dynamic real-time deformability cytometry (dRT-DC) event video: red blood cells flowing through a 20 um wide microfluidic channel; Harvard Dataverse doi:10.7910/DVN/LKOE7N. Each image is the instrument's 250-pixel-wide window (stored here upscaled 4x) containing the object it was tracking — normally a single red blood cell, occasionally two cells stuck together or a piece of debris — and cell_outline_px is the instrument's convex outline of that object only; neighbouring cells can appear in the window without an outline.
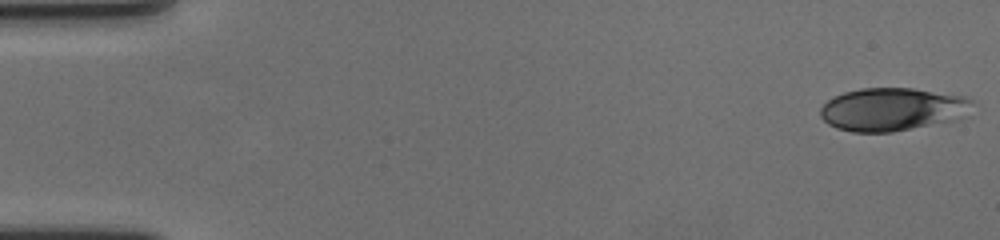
{"species": "human", "species_latin": "Homo sapiens", "temperature_condition": "cold", "stored_images_in_passage": 58, "camera_frame_rate_fps": 3000, "um_per_image_px": 0.085, "donor": {"sex": "female"}, "frame": {"image": 1, "passage_image": 1, "time_ms": 0.0, "image_size_px": [1000, 240], "cell_outline_px": [[972, 100], [968, 116], [960, 120], [892, 132], [852, 132], [836, 128], [828, 124], [820, 116], [820, 108], [828, 100], [844, 92], [860, 88], [912, 88], [968, 96]], "centroid_in_image_um": [75.9, 9.3], "position_along_channel_um": 9.1, "area_um2": 38.61}}
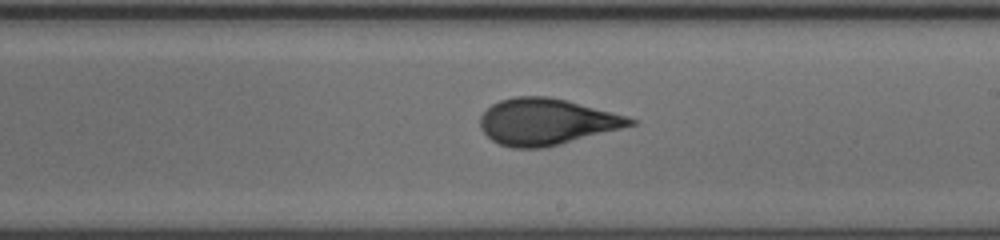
{"frame": {"image": 2, "passage_image": 34, "time_ms": 11.0, "image_size_px": [1000, 240], "cell_outline_px": [[636, 124], [560, 144], [544, 148], [512, 148], [500, 144], [492, 140], [480, 128], [480, 116], [492, 104], [500, 100], [516, 96], [548, 96], [628, 116], [636, 120]], "centroid_in_image_um": [46.41, 10.35], "position_along_channel_um": 242.6, "area_um2": 40.11}}
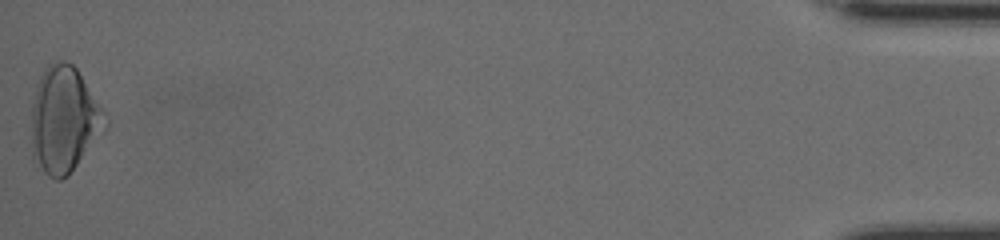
{"frame": {"image": 3, "passage_image": 58, "time_ms": 19.0, "image_size_px": [1000, 240], "cell_outline_px": [[108, 128], [68, 176], [60, 180], [56, 180], [48, 176], [32, 160], [32, 104], [36, 84], [44, 68], [48, 64], [60, 60], [64, 60], [72, 64], [76, 68], [104, 112], [108, 120]], "centroid_in_image_um": [5.44, 10.2], "position_along_channel_um": 429.8, "area_um2": 45.95}, "authors_computed_cell_mechanics": {"area_um2": 39.3618, "velocity_mm_per_s": 3.5577, "shape_relaxation_time_tau1_ms": 5.6013, "shape_relaxation_time_tau2_ms": 1.1403, "deformation_change_tau1": 0.1715, "deformation_change_tau2": 0.0708}}